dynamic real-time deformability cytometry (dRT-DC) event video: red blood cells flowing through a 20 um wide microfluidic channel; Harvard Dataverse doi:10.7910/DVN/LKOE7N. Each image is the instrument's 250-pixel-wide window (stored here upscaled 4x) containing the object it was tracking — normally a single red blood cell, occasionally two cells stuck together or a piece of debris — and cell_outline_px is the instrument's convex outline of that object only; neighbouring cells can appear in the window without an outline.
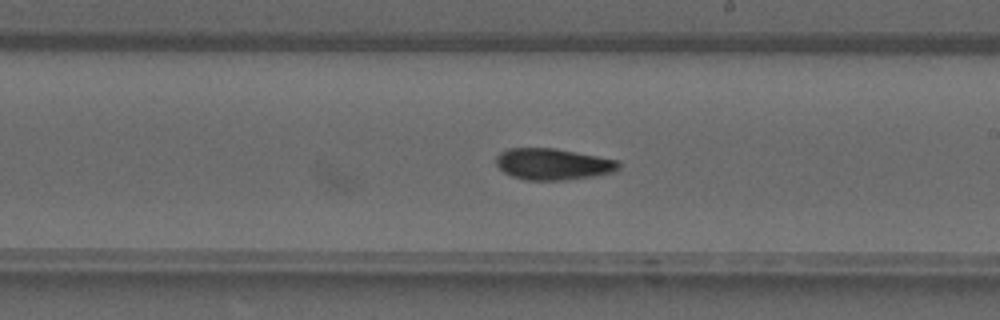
{"species": "common noctule bat (a hibernating species)", "species_latin": "Nyctalus noctula", "temperature_condition": "warm", "stored_images_in_passage": 26, "camera_frame_rate_fps": 3000, "um_per_image_px": 0.085, "animal": {"sex": "male", "forearm_length_mm": 52.5}, "frame": {"image": 1, "passage_image": 19, "time_ms": 6.0, "image_size_px": [1000, 320], "cell_outline_px": [[620, 168], [616, 172], [596, 176], [564, 180], [524, 180], [512, 176], [504, 172], [496, 164], [496, 156], [500, 152], [508, 148], [556, 148], [620, 160]], "centroid_in_image_um": [47.04, 13.95], "position_along_channel_um": 242.0, "area_um2": 22.77}}
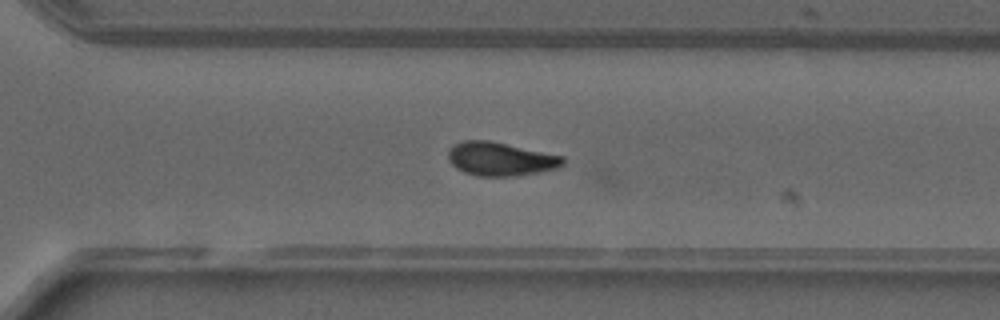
{"frame": {"image": 2, "passage_image": 24, "time_ms": 7.667, "image_size_px": [1000, 320], "cell_outline_px": [[564, 164], [556, 168], [540, 172], [508, 176], [480, 176], [464, 172], [456, 168], [448, 160], [448, 148], [452, 144], [464, 140], [488, 140], [564, 156]], "centroid_in_image_um": [42.5, 13.5], "position_along_channel_um": 328.1, "area_um2": 22.43}}